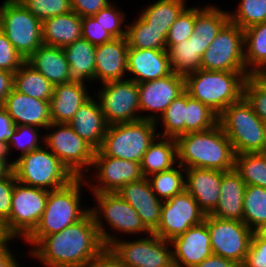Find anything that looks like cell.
<instances>
[{"mask_svg":"<svg viewBox=\"0 0 266 267\" xmlns=\"http://www.w3.org/2000/svg\"><path fill=\"white\" fill-rule=\"evenodd\" d=\"M105 248L89 212L60 232L41 237L27 255L42 267H83Z\"/></svg>","mask_w":266,"mask_h":267,"instance_id":"1","label":"cell"},{"mask_svg":"<svg viewBox=\"0 0 266 267\" xmlns=\"http://www.w3.org/2000/svg\"><path fill=\"white\" fill-rule=\"evenodd\" d=\"M177 163L187 168H206L228 172L234 169L232 143L219 124L201 132L176 138Z\"/></svg>","mask_w":266,"mask_h":267,"instance_id":"2","label":"cell"},{"mask_svg":"<svg viewBox=\"0 0 266 267\" xmlns=\"http://www.w3.org/2000/svg\"><path fill=\"white\" fill-rule=\"evenodd\" d=\"M87 189L84 178H75L66 186L49 191L41 220L23 244L31 248L41 237L60 232L84 218L90 212V206L83 201L87 195L82 194L89 192Z\"/></svg>","mask_w":266,"mask_h":267,"instance_id":"3","label":"cell"},{"mask_svg":"<svg viewBox=\"0 0 266 267\" xmlns=\"http://www.w3.org/2000/svg\"><path fill=\"white\" fill-rule=\"evenodd\" d=\"M91 197L93 199L91 202L95 204L92 207L90 205V212L105 247L121 239V235L125 237L140 235L141 237L142 234L145 236L151 233L137 211L118 193H91Z\"/></svg>","mask_w":266,"mask_h":267,"instance_id":"4","label":"cell"},{"mask_svg":"<svg viewBox=\"0 0 266 267\" xmlns=\"http://www.w3.org/2000/svg\"><path fill=\"white\" fill-rule=\"evenodd\" d=\"M249 75L248 72L199 69L184 77L185 91L219 116L226 107L243 98L244 84Z\"/></svg>","mask_w":266,"mask_h":267,"instance_id":"5","label":"cell"},{"mask_svg":"<svg viewBox=\"0 0 266 267\" xmlns=\"http://www.w3.org/2000/svg\"><path fill=\"white\" fill-rule=\"evenodd\" d=\"M15 159L12 171L16 180L24 185L51 191L60 189L75 179L44 144Z\"/></svg>","mask_w":266,"mask_h":267,"instance_id":"6","label":"cell"},{"mask_svg":"<svg viewBox=\"0 0 266 267\" xmlns=\"http://www.w3.org/2000/svg\"><path fill=\"white\" fill-rule=\"evenodd\" d=\"M218 124L232 143L235 155L261 151L266 124L244 97L225 108L218 116Z\"/></svg>","mask_w":266,"mask_h":267,"instance_id":"7","label":"cell"},{"mask_svg":"<svg viewBox=\"0 0 266 267\" xmlns=\"http://www.w3.org/2000/svg\"><path fill=\"white\" fill-rule=\"evenodd\" d=\"M157 136V125L151 120L108 125L99 150L105 156L141 163L144 153Z\"/></svg>","mask_w":266,"mask_h":267,"instance_id":"8","label":"cell"},{"mask_svg":"<svg viewBox=\"0 0 266 267\" xmlns=\"http://www.w3.org/2000/svg\"><path fill=\"white\" fill-rule=\"evenodd\" d=\"M45 131H42L43 144L60 159L69 172L75 178H83L87 175L92 165L95 149L68 123L52 122Z\"/></svg>","mask_w":266,"mask_h":267,"instance_id":"9","label":"cell"},{"mask_svg":"<svg viewBox=\"0 0 266 267\" xmlns=\"http://www.w3.org/2000/svg\"><path fill=\"white\" fill-rule=\"evenodd\" d=\"M49 191L15 182L9 219L3 224L9 238L25 240L39 224Z\"/></svg>","mask_w":266,"mask_h":267,"instance_id":"10","label":"cell"},{"mask_svg":"<svg viewBox=\"0 0 266 267\" xmlns=\"http://www.w3.org/2000/svg\"><path fill=\"white\" fill-rule=\"evenodd\" d=\"M0 29L25 60L44 44L42 22L19 0L6 2Z\"/></svg>","mask_w":266,"mask_h":267,"instance_id":"11","label":"cell"},{"mask_svg":"<svg viewBox=\"0 0 266 267\" xmlns=\"http://www.w3.org/2000/svg\"><path fill=\"white\" fill-rule=\"evenodd\" d=\"M121 238L109 248L127 267H175L170 241L151 232L141 238Z\"/></svg>","mask_w":266,"mask_h":267,"instance_id":"12","label":"cell"},{"mask_svg":"<svg viewBox=\"0 0 266 267\" xmlns=\"http://www.w3.org/2000/svg\"><path fill=\"white\" fill-rule=\"evenodd\" d=\"M94 95L108 125L140 120L139 87L133 80L108 81L100 84Z\"/></svg>","mask_w":266,"mask_h":267,"instance_id":"13","label":"cell"},{"mask_svg":"<svg viewBox=\"0 0 266 267\" xmlns=\"http://www.w3.org/2000/svg\"><path fill=\"white\" fill-rule=\"evenodd\" d=\"M89 172L83 177L89 193L116 192L125 184L144 177L140 163L105 156L99 149L95 150Z\"/></svg>","mask_w":266,"mask_h":267,"instance_id":"14","label":"cell"},{"mask_svg":"<svg viewBox=\"0 0 266 267\" xmlns=\"http://www.w3.org/2000/svg\"><path fill=\"white\" fill-rule=\"evenodd\" d=\"M201 69L247 72L244 58V30L228 21L204 52Z\"/></svg>","mask_w":266,"mask_h":267,"instance_id":"15","label":"cell"},{"mask_svg":"<svg viewBox=\"0 0 266 267\" xmlns=\"http://www.w3.org/2000/svg\"><path fill=\"white\" fill-rule=\"evenodd\" d=\"M212 254L230 259L240 266L249 251L253 231L243 222L206 215Z\"/></svg>","mask_w":266,"mask_h":267,"instance_id":"16","label":"cell"},{"mask_svg":"<svg viewBox=\"0 0 266 267\" xmlns=\"http://www.w3.org/2000/svg\"><path fill=\"white\" fill-rule=\"evenodd\" d=\"M205 217L196 200L184 190L162 202L160 222L153 233L166 241H172L190 227L202 223Z\"/></svg>","mask_w":266,"mask_h":267,"instance_id":"17","label":"cell"},{"mask_svg":"<svg viewBox=\"0 0 266 267\" xmlns=\"http://www.w3.org/2000/svg\"><path fill=\"white\" fill-rule=\"evenodd\" d=\"M138 87L140 119L156 122L173 100L185 91V79L172 72L165 77L139 83Z\"/></svg>","mask_w":266,"mask_h":267,"instance_id":"18","label":"cell"},{"mask_svg":"<svg viewBox=\"0 0 266 267\" xmlns=\"http://www.w3.org/2000/svg\"><path fill=\"white\" fill-rule=\"evenodd\" d=\"M170 242L175 267H195L212 255L210 233L205 221L190 227Z\"/></svg>","mask_w":266,"mask_h":267,"instance_id":"19","label":"cell"},{"mask_svg":"<svg viewBox=\"0 0 266 267\" xmlns=\"http://www.w3.org/2000/svg\"><path fill=\"white\" fill-rule=\"evenodd\" d=\"M2 108L16 126L27 125L45 130L52 123L49 101L35 99L14 88L5 98Z\"/></svg>","mask_w":266,"mask_h":267,"instance_id":"20","label":"cell"},{"mask_svg":"<svg viewBox=\"0 0 266 267\" xmlns=\"http://www.w3.org/2000/svg\"><path fill=\"white\" fill-rule=\"evenodd\" d=\"M167 50L129 48L127 53V79L137 84L170 75Z\"/></svg>","mask_w":266,"mask_h":267,"instance_id":"21","label":"cell"},{"mask_svg":"<svg viewBox=\"0 0 266 267\" xmlns=\"http://www.w3.org/2000/svg\"><path fill=\"white\" fill-rule=\"evenodd\" d=\"M128 49L126 37L114 38L96 46L95 81L97 83L127 79Z\"/></svg>","mask_w":266,"mask_h":267,"instance_id":"22","label":"cell"},{"mask_svg":"<svg viewBox=\"0 0 266 267\" xmlns=\"http://www.w3.org/2000/svg\"><path fill=\"white\" fill-rule=\"evenodd\" d=\"M138 213L144 225L153 232L160 222L162 200L152 191L148 178L130 182L116 191Z\"/></svg>","mask_w":266,"mask_h":267,"instance_id":"23","label":"cell"},{"mask_svg":"<svg viewBox=\"0 0 266 267\" xmlns=\"http://www.w3.org/2000/svg\"><path fill=\"white\" fill-rule=\"evenodd\" d=\"M222 171L206 168L185 169V190L196 200L205 215L211 214L220 197Z\"/></svg>","mask_w":266,"mask_h":267,"instance_id":"24","label":"cell"},{"mask_svg":"<svg viewBox=\"0 0 266 267\" xmlns=\"http://www.w3.org/2000/svg\"><path fill=\"white\" fill-rule=\"evenodd\" d=\"M68 124L95 150L101 147L108 124L95 96L78 109Z\"/></svg>","mask_w":266,"mask_h":267,"instance_id":"25","label":"cell"},{"mask_svg":"<svg viewBox=\"0 0 266 267\" xmlns=\"http://www.w3.org/2000/svg\"><path fill=\"white\" fill-rule=\"evenodd\" d=\"M89 90L90 87L78 83L55 85L49 101L51 122L69 123L78 109L92 97L93 93Z\"/></svg>","mask_w":266,"mask_h":267,"instance_id":"26","label":"cell"},{"mask_svg":"<svg viewBox=\"0 0 266 267\" xmlns=\"http://www.w3.org/2000/svg\"><path fill=\"white\" fill-rule=\"evenodd\" d=\"M246 184L233 169L222 171L220 197L214 211L210 214L216 218L243 221V200Z\"/></svg>","mask_w":266,"mask_h":267,"instance_id":"27","label":"cell"},{"mask_svg":"<svg viewBox=\"0 0 266 267\" xmlns=\"http://www.w3.org/2000/svg\"><path fill=\"white\" fill-rule=\"evenodd\" d=\"M95 50L96 46L83 38L63 48L70 68L69 83L88 86L94 82L97 85L95 82Z\"/></svg>","mask_w":266,"mask_h":267,"instance_id":"28","label":"cell"},{"mask_svg":"<svg viewBox=\"0 0 266 267\" xmlns=\"http://www.w3.org/2000/svg\"><path fill=\"white\" fill-rule=\"evenodd\" d=\"M26 62L54 86L69 83L70 68L63 48L42 44Z\"/></svg>","mask_w":266,"mask_h":267,"instance_id":"29","label":"cell"},{"mask_svg":"<svg viewBox=\"0 0 266 267\" xmlns=\"http://www.w3.org/2000/svg\"><path fill=\"white\" fill-rule=\"evenodd\" d=\"M43 43L64 48L82 38V17L74 11L42 21Z\"/></svg>","mask_w":266,"mask_h":267,"instance_id":"30","label":"cell"},{"mask_svg":"<svg viewBox=\"0 0 266 267\" xmlns=\"http://www.w3.org/2000/svg\"><path fill=\"white\" fill-rule=\"evenodd\" d=\"M210 46V40H203L198 34H192L188 40L172 45L167 51L171 70L183 77L201 69V59Z\"/></svg>","mask_w":266,"mask_h":267,"instance_id":"31","label":"cell"},{"mask_svg":"<svg viewBox=\"0 0 266 267\" xmlns=\"http://www.w3.org/2000/svg\"><path fill=\"white\" fill-rule=\"evenodd\" d=\"M177 164L176 139L160 136L149 145L140 163L142 174L146 178L170 170Z\"/></svg>","mask_w":266,"mask_h":267,"instance_id":"32","label":"cell"},{"mask_svg":"<svg viewBox=\"0 0 266 267\" xmlns=\"http://www.w3.org/2000/svg\"><path fill=\"white\" fill-rule=\"evenodd\" d=\"M187 0H156L149 2L138 15L156 30H162V34L168 31L180 14L188 7Z\"/></svg>","mask_w":266,"mask_h":267,"instance_id":"33","label":"cell"},{"mask_svg":"<svg viewBox=\"0 0 266 267\" xmlns=\"http://www.w3.org/2000/svg\"><path fill=\"white\" fill-rule=\"evenodd\" d=\"M244 58L249 74L266 70V21L244 29Z\"/></svg>","mask_w":266,"mask_h":267,"instance_id":"34","label":"cell"},{"mask_svg":"<svg viewBox=\"0 0 266 267\" xmlns=\"http://www.w3.org/2000/svg\"><path fill=\"white\" fill-rule=\"evenodd\" d=\"M13 88L35 99L50 101L54 85L25 62L13 75Z\"/></svg>","mask_w":266,"mask_h":267,"instance_id":"35","label":"cell"},{"mask_svg":"<svg viewBox=\"0 0 266 267\" xmlns=\"http://www.w3.org/2000/svg\"><path fill=\"white\" fill-rule=\"evenodd\" d=\"M228 21V10L214 4H208L204 7L198 4L195 6L193 33L198 34L203 40H210L211 44Z\"/></svg>","mask_w":266,"mask_h":267,"instance_id":"36","label":"cell"},{"mask_svg":"<svg viewBox=\"0 0 266 267\" xmlns=\"http://www.w3.org/2000/svg\"><path fill=\"white\" fill-rule=\"evenodd\" d=\"M130 22L126 29L129 48L166 50L167 34H162V30L149 27L139 15Z\"/></svg>","mask_w":266,"mask_h":267,"instance_id":"37","label":"cell"},{"mask_svg":"<svg viewBox=\"0 0 266 267\" xmlns=\"http://www.w3.org/2000/svg\"><path fill=\"white\" fill-rule=\"evenodd\" d=\"M243 222L253 232L266 225V188L246 186L243 200Z\"/></svg>","mask_w":266,"mask_h":267,"instance_id":"38","label":"cell"},{"mask_svg":"<svg viewBox=\"0 0 266 267\" xmlns=\"http://www.w3.org/2000/svg\"><path fill=\"white\" fill-rule=\"evenodd\" d=\"M147 178L152 191L162 201L168 200L185 190V168L180 164Z\"/></svg>","mask_w":266,"mask_h":267,"instance_id":"39","label":"cell"},{"mask_svg":"<svg viewBox=\"0 0 266 267\" xmlns=\"http://www.w3.org/2000/svg\"><path fill=\"white\" fill-rule=\"evenodd\" d=\"M234 170L246 185L266 188V156L256 153L235 155Z\"/></svg>","mask_w":266,"mask_h":267,"instance_id":"40","label":"cell"},{"mask_svg":"<svg viewBox=\"0 0 266 267\" xmlns=\"http://www.w3.org/2000/svg\"><path fill=\"white\" fill-rule=\"evenodd\" d=\"M185 107L186 91L173 100L160 118L155 122L156 125H158V136L176 139L178 136L185 134ZM159 126H162V131L158 130Z\"/></svg>","mask_w":266,"mask_h":267,"instance_id":"41","label":"cell"},{"mask_svg":"<svg viewBox=\"0 0 266 267\" xmlns=\"http://www.w3.org/2000/svg\"><path fill=\"white\" fill-rule=\"evenodd\" d=\"M185 134L209 130L218 124V115L186 92Z\"/></svg>","mask_w":266,"mask_h":267,"instance_id":"42","label":"cell"},{"mask_svg":"<svg viewBox=\"0 0 266 267\" xmlns=\"http://www.w3.org/2000/svg\"><path fill=\"white\" fill-rule=\"evenodd\" d=\"M228 13L230 22L247 29L266 21V0H240L237 7Z\"/></svg>","mask_w":266,"mask_h":267,"instance_id":"43","label":"cell"},{"mask_svg":"<svg viewBox=\"0 0 266 267\" xmlns=\"http://www.w3.org/2000/svg\"><path fill=\"white\" fill-rule=\"evenodd\" d=\"M243 97L266 124V78L261 74H250L244 84Z\"/></svg>","mask_w":266,"mask_h":267,"instance_id":"44","label":"cell"},{"mask_svg":"<svg viewBox=\"0 0 266 267\" xmlns=\"http://www.w3.org/2000/svg\"><path fill=\"white\" fill-rule=\"evenodd\" d=\"M41 131L42 129L33 126H16L14 133L8 141L11 146V151H17V154L19 152L17 157H20L41 147L44 140V134H41Z\"/></svg>","mask_w":266,"mask_h":267,"instance_id":"45","label":"cell"},{"mask_svg":"<svg viewBox=\"0 0 266 267\" xmlns=\"http://www.w3.org/2000/svg\"><path fill=\"white\" fill-rule=\"evenodd\" d=\"M126 15L127 14L112 1L97 14H94L93 18L114 38H121L126 37Z\"/></svg>","mask_w":266,"mask_h":267,"instance_id":"46","label":"cell"},{"mask_svg":"<svg viewBox=\"0 0 266 267\" xmlns=\"http://www.w3.org/2000/svg\"><path fill=\"white\" fill-rule=\"evenodd\" d=\"M41 22L72 11L70 0H19Z\"/></svg>","mask_w":266,"mask_h":267,"instance_id":"47","label":"cell"},{"mask_svg":"<svg viewBox=\"0 0 266 267\" xmlns=\"http://www.w3.org/2000/svg\"><path fill=\"white\" fill-rule=\"evenodd\" d=\"M195 6H188L170 27L166 37V50L183 40H188L194 32Z\"/></svg>","mask_w":266,"mask_h":267,"instance_id":"48","label":"cell"},{"mask_svg":"<svg viewBox=\"0 0 266 267\" xmlns=\"http://www.w3.org/2000/svg\"><path fill=\"white\" fill-rule=\"evenodd\" d=\"M26 60L15 50L7 36L0 29V69L15 73Z\"/></svg>","mask_w":266,"mask_h":267,"instance_id":"49","label":"cell"},{"mask_svg":"<svg viewBox=\"0 0 266 267\" xmlns=\"http://www.w3.org/2000/svg\"><path fill=\"white\" fill-rule=\"evenodd\" d=\"M82 38L89 41L92 45H101L114 39L93 16L82 17Z\"/></svg>","mask_w":266,"mask_h":267,"instance_id":"50","label":"cell"},{"mask_svg":"<svg viewBox=\"0 0 266 267\" xmlns=\"http://www.w3.org/2000/svg\"><path fill=\"white\" fill-rule=\"evenodd\" d=\"M241 267H266V240L257 232L252 235L249 251Z\"/></svg>","mask_w":266,"mask_h":267,"instance_id":"51","label":"cell"},{"mask_svg":"<svg viewBox=\"0 0 266 267\" xmlns=\"http://www.w3.org/2000/svg\"><path fill=\"white\" fill-rule=\"evenodd\" d=\"M16 181L12 170L3 178H0V223L2 225L9 219L12 191Z\"/></svg>","mask_w":266,"mask_h":267,"instance_id":"52","label":"cell"},{"mask_svg":"<svg viewBox=\"0 0 266 267\" xmlns=\"http://www.w3.org/2000/svg\"><path fill=\"white\" fill-rule=\"evenodd\" d=\"M72 11L81 17H88L97 14L106 7L112 0H70Z\"/></svg>","mask_w":266,"mask_h":267,"instance_id":"53","label":"cell"},{"mask_svg":"<svg viewBox=\"0 0 266 267\" xmlns=\"http://www.w3.org/2000/svg\"><path fill=\"white\" fill-rule=\"evenodd\" d=\"M15 239L18 242L19 239L17 238H8L0 245V267H21V261L19 262L18 259L21 257V259H23L24 257H26L23 255L27 254L21 252V250L19 251V253L18 250L16 251L17 253L13 252L10 244L13 243Z\"/></svg>","mask_w":266,"mask_h":267,"instance_id":"54","label":"cell"},{"mask_svg":"<svg viewBox=\"0 0 266 267\" xmlns=\"http://www.w3.org/2000/svg\"><path fill=\"white\" fill-rule=\"evenodd\" d=\"M83 267H127L109 248L105 247L96 257Z\"/></svg>","mask_w":266,"mask_h":267,"instance_id":"55","label":"cell"},{"mask_svg":"<svg viewBox=\"0 0 266 267\" xmlns=\"http://www.w3.org/2000/svg\"><path fill=\"white\" fill-rule=\"evenodd\" d=\"M11 153L13 152L10 144L8 142H0V178L6 176L16 163V159L12 160L10 157Z\"/></svg>","mask_w":266,"mask_h":267,"instance_id":"56","label":"cell"},{"mask_svg":"<svg viewBox=\"0 0 266 267\" xmlns=\"http://www.w3.org/2000/svg\"><path fill=\"white\" fill-rule=\"evenodd\" d=\"M15 129L12 118L0 107V142H8Z\"/></svg>","mask_w":266,"mask_h":267,"instance_id":"57","label":"cell"},{"mask_svg":"<svg viewBox=\"0 0 266 267\" xmlns=\"http://www.w3.org/2000/svg\"><path fill=\"white\" fill-rule=\"evenodd\" d=\"M13 75L14 73L0 69V107L13 89Z\"/></svg>","mask_w":266,"mask_h":267,"instance_id":"58","label":"cell"},{"mask_svg":"<svg viewBox=\"0 0 266 267\" xmlns=\"http://www.w3.org/2000/svg\"><path fill=\"white\" fill-rule=\"evenodd\" d=\"M195 267H241V266L230 259H226L216 254H212L210 257H207L200 264H197Z\"/></svg>","mask_w":266,"mask_h":267,"instance_id":"59","label":"cell"},{"mask_svg":"<svg viewBox=\"0 0 266 267\" xmlns=\"http://www.w3.org/2000/svg\"><path fill=\"white\" fill-rule=\"evenodd\" d=\"M9 237L6 235L3 225L0 223V245L5 242Z\"/></svg>","mask_w":266,"mask_h":267,"instance_id":"60","label":"cell"},{"mask_svg":"<svg viewBox=\"0 0 266 267\" xmlns=\"http://www.w3.org/2000/svg\"><path fill=\"white\" fill-rule=\"evenodd\" d=\"M263 239L266 240V225L262 226L259 230L256 231Z\"/></svg>","mask_w":266,"mask_h":267,"instance_id":"61","label":"cell"},{"mask_svg":"<svg viewBox=\"0 0 266 267\" xmlns=\"http://www.w3.org/2000/svg\"><path fill=\"white\" fill-rule=\"evenodd\" d=\"M8 0H4L2 2V4L0 5V27H1V24H2V16H3V9L5 7V4Z\"/></svg>","mask_w":266,"mask_h":267,"instance_id":"62","label":"cell"},{"mask_svg":"<svg viewBox=\"0 0 266 267\" xmlns=\"http://www.w3.org/2000/svg\"><path fill=\"white\" fill-rule=\"evenodd\" d=\"M259 153H261L264 156H266V129H265L264 143H263L262 149H261V151Z\"/></svg>","mask_w":266,"mask_h":267,"instance_id":"63","label":"cell"},{"mask_svg":"<svg viewBox=\"0 0 266 267\" xmlns=\"http://www.w3.org/2000/svg\"><path fill=\"white\" fill-rule=\"evenodd\" d=\"M266 78V70L261 74Z\"/></svg>","mask_w":266,"mask_h":267,"instance_id":"64","label":"cell"}]
</instances>
